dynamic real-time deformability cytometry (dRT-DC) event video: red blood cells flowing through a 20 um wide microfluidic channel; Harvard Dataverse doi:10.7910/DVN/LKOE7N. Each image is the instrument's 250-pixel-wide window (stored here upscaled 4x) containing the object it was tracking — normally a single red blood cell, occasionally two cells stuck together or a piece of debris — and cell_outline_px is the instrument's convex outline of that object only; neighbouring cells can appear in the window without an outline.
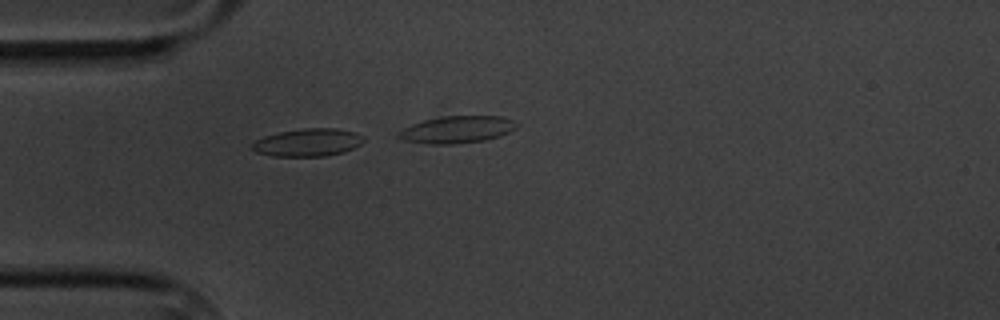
{"species": "common noctule bat (a hibernating species)", "species_latin": "Nyctalus noctula", "temperature_condition": "cold", "stored_images_in_passage": 7, "camera_frame_rate_fps": 3000, "um_per_image_px": 0.085, "animal": {"sex": "male", "body_mass_g": 20.1, "forearm_length_mm": 53.5}, "frame": {"image": 1, "passage_image": 3, "time_ms": 2.333, "image_size_px": [1000, 320], "cell_outline_px": [[364, 140], [360, 144], [344, 152], [324, 156], [272, 156], [256, 152], [252, 148], [252, 144], [256, 140], [264, 136], [276, 132], [304, 128], [336, 128], [356, 132], [364, 136]], "centroid_in_image_um": [26.17, 12.1], "position_along_channel_um": 58.8, "area_um2": 18.09}}
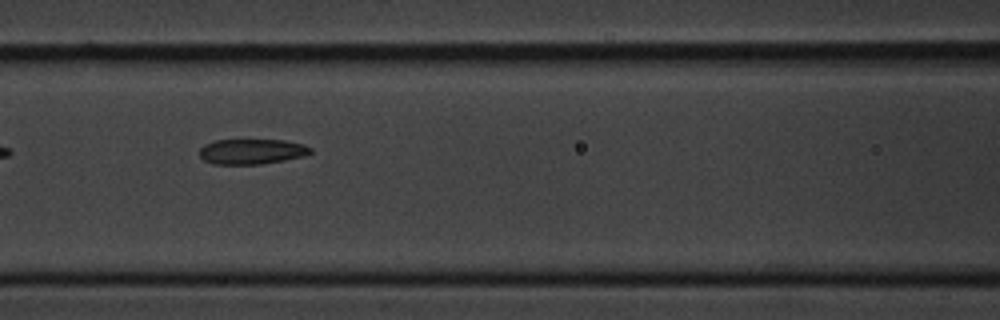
{"frame": {"image": 2, "passage_image": 6, "time_ms": 5.667, "image_size_px": [1000, 320], "cell_outline_px": [[312, 152], [304, 156], [284, 160], [260, 164], [212, 164], [204, 160], [200, 156], [200, 148], [204, 144], [216, 140], [284, 140], [300, 144], [312, 148]], "centroid_in_image_um": [21.38, 12.88], "position_along_channel_um": 145.2, "area_um2": 16.24}}
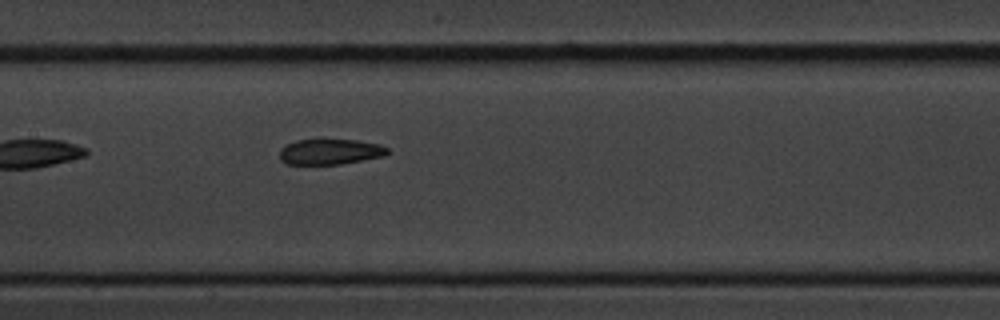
{"frame": {"image": 3, "passage_image": 7, "time_ms": 6.667, "image_size_px": [1000, 320], "cell_outline_px": [[388, 152], [384, 156], [340, 164], [284, 164], [280, 160], [280, 148], [296, 140], [316, 136], [356, 140], [380, 144], [388, 148]], "centroid_in_image_um": [28.01, 12.84], "position_along_channel_um": 179.4, "area_um2": 16.82}}